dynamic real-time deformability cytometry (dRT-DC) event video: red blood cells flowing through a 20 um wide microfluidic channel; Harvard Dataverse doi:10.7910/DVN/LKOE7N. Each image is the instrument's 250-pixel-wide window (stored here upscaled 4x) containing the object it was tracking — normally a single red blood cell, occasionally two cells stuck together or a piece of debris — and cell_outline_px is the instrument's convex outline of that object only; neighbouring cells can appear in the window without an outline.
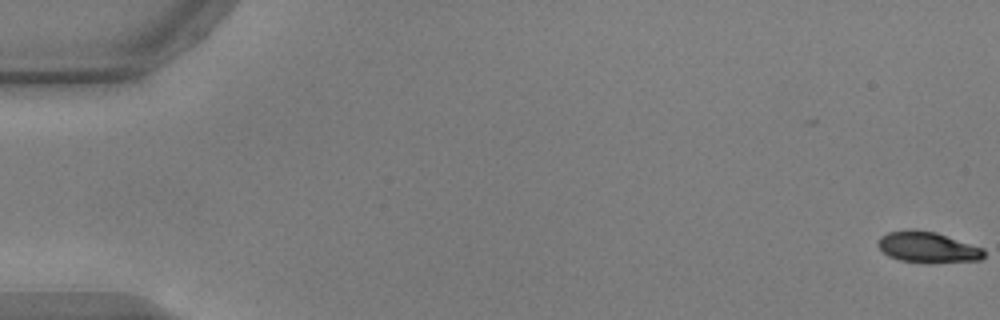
{"species": "common noctule bat (a hibernating species)", "species_latin": "Nyctalus noctula", "temperature_condition": "warm", "stored_images_in_passage": 55, "camera_frame_rate_fps": 3000, "um_per_image_px": 0.085, "animal": {"sex": "male", "body_mass_g": 17.9, "forearm_length_mm": 54.2}, "frame": {"image": 1, "passage_image": 1, "time_ms": 0.0, "image_size_px": [1000, 320], "cell_outline_px": [[984, 256], [980, 260], [936, 264], [928, 264], [900, 260], [888, 256], [876, 244], [880, 236], [888, 232], [912, 228], [916, 228], [936, 232], [984, 248]], "centroid_in_image_um": [78.85, 21.02], "position_along_channel_um": 6.1, "area_um2": 19.65}}
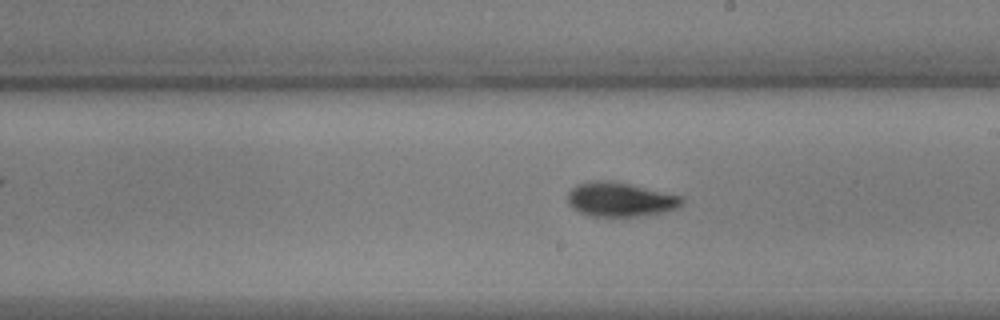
{"frame": {"image": 2, "passage_image": 32, "time_ms": 10.333, "image_size_px": [1000, 320], "cell_outline_px": [[684, 204], [676, 208], [664, 212], [640, 216], [596, 216], [580, 212], [572, 208], [568, 204], [568, 192], [576, 184], [592, 180], [612, 180], [632, 184], [684, 196]], "centroid_in_image_um": [52.75, 16.93], "position_along_channel_um": 236.3, "area_um2": 23.12}}
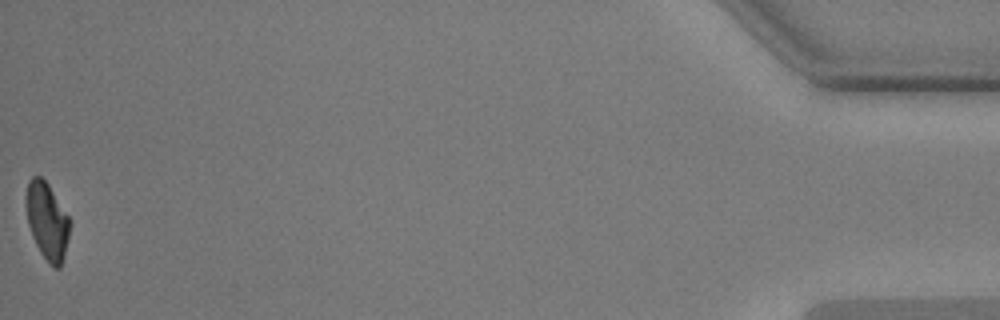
{"frame": {"image": 3, "passage_image": 55, "time_ms": 18.0, "image_size_px": [1000, 320], "cell_outline_px": [[72, 224], [64, 256], [60, 268], [56, 268], [48, 264], [40, 252], [32, 236], [28, 224], [24, 196], [28, 180], [32, 176], [40, 176], [48, 184], [68, 216]], "centroid_in_image_um": [3.99, 18.78], "position_along_channel_um": 431.2, "area_um2": 19.88}, "authors_computed_cell_mechanics": {"area_um2": 21.097, "velocity_mm_per_s": 3.7569, "shape_relaxation_time_tau1_ms": 2.858, "shape_relaxation_time_tau2_ms": 3.8917, "deformation_change_tau1": 0.1343, "deformation_change_tau2": 0.0639}}